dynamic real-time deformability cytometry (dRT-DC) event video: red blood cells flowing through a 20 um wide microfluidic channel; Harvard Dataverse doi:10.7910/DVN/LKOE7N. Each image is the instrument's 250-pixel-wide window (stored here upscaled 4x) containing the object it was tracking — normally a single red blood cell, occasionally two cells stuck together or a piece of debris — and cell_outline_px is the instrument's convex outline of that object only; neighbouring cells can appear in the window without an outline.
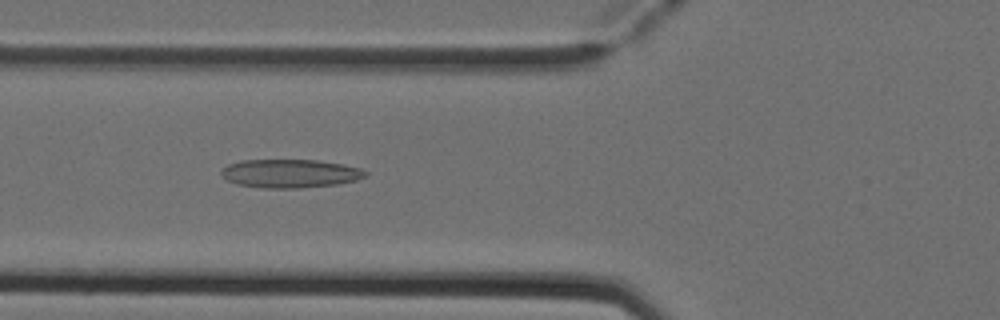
{"species": "Egyptian fruit bat (a non-hibernating species)", "species_latin": "Rousettus aegyptiacus", "temperature_condition": "cold", "stored_images_in_passage": 5, "camera_frame_rate_fps": 3000, "um_per_image_px": 0.085, "animal": {"sex": "female"}, "frame": {"image": 1, "passage_image": 5, "time_ms": 1.333, "image_size_px": [1000, 320], "cell_outline_px": [[368, 176], [356, 180], [336, 184], [300, 188], [260, 188], [236, 184], [228, 180], [220, 172], [228, 164], [240, 160], [316, 160], [344, 164], [360, 168], [368, 172]], "centroid_in_image_um": [24.68, 14.74], "position_along_channel_um": 101.1, "area_um2": 23.99}}